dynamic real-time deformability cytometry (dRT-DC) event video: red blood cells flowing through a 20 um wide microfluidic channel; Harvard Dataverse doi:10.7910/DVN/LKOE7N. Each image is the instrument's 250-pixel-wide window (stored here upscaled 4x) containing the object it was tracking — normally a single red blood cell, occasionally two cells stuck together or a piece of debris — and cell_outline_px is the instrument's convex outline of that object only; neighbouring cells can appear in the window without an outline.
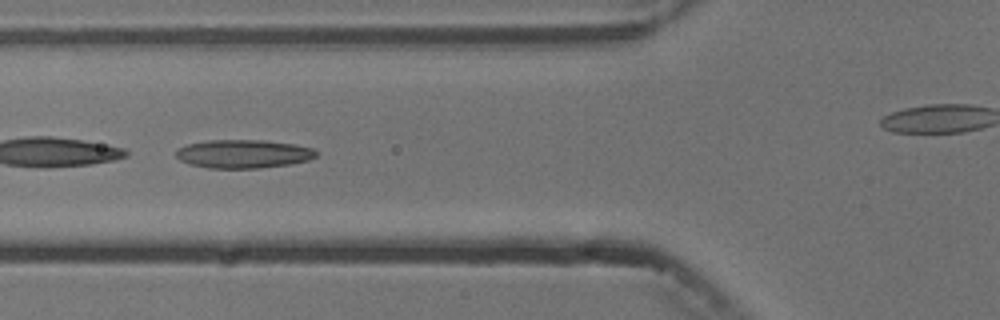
{"species": "common noctule bat (a hibernating species)", "species_latin": "Nyctalus noctula", "temperature_condition": "cold", "stored_images_in_passage": 13, "camera_frame_rate_fps": 3000, "um_per_image_px": 0.085, "animal": {"sex": "male", "body_mass_g": 13.3}, "frame": {"image": 1, "passage_image": 3, "time_ms": 3.333, "image_size_px": [1000, 320], "cell_outline_px": [[316, 156], [308, 160], [288, 164], [260, 168], [208, 168], [188, 164], [180, 160], [176, 156], [176, 148], [188, 144], [208, 140], [264, 140], [296, 144], [312, 148], [316, 152]], "centroid_in_image_um": [20.65, 13.07], "position_along_channel_um": 105.2, "area_um2": 23.29}}
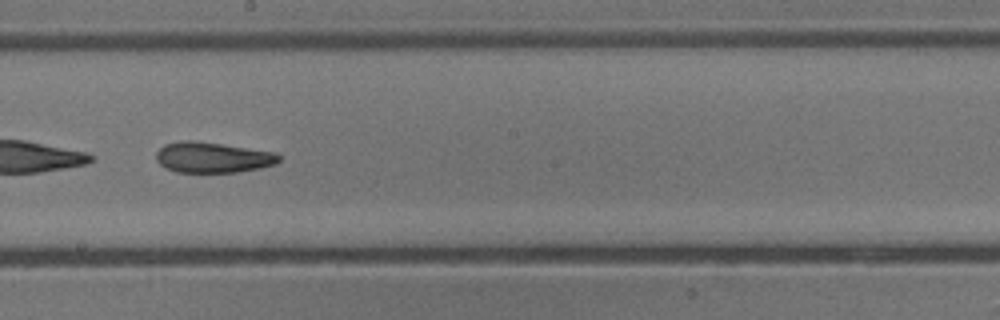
{"frame": {"image": 2, "passage_image": 6, "time_ms": 6.667, "image_size_px": [1000, 320], "cell_outline_px": [[280, 160], [276, 164], [260, 168], [240, 172], [176, 172], [160, 164], [156, 160], [156, 152], [164, 144], [180, 140], [192, 140], [276, 152], [280, 156]], "centroid_in_image_um": [18.08, 13.38], "position_along_channel_um": 230.1, "area_um2": 21.91}}
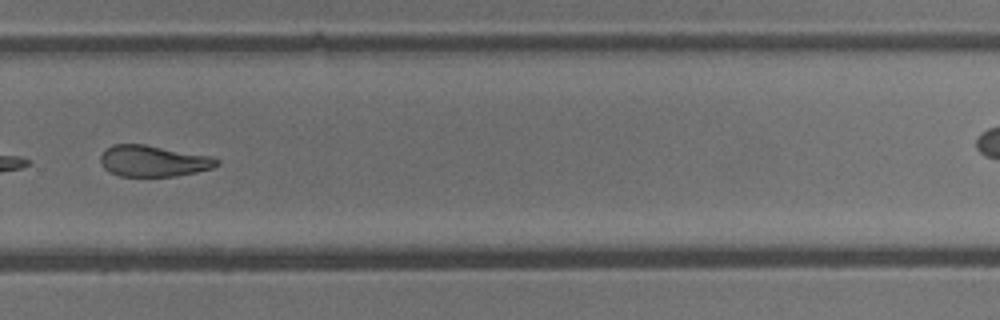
{"frame": {"image": 3, "passage_image": 8, "time_ms": 9.0, "image_size_px": [1000, 320], "cell_outline_px": [[220, 164], [212, 168], [196, 172], [176, 176], [120, 176], [104, 168], [100, 160], [100, 156], [112, 144], [144, 144], [212, 156], [220, 160]], "centroid_in_image_um": [13.07, 13.68], "position_along_channel_um": 316.7, "area_um2": 21.1}, "authors_computed_cell_mechanics": {"area_um2": 22.6576, "velocity_mm_per_s": 3.7369, "shape_relaxation_time_tau1_ms": 11.1448, "shape_relaxation_time_tau2_ms": 2.2809, "deformation_change_tau1": 0.1912, "deformation_change_tau2": 0.0804}}